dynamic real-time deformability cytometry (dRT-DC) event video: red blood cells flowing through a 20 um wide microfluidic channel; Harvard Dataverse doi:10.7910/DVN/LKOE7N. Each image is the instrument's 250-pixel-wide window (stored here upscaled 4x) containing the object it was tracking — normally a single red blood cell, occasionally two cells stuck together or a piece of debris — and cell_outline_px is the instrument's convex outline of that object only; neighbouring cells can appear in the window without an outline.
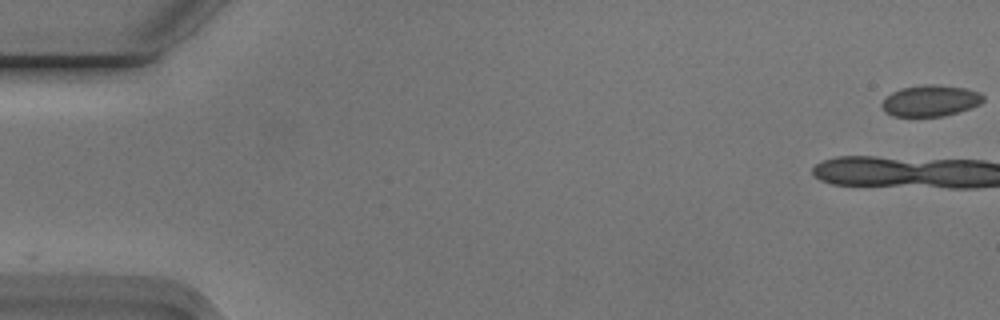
{"species": "Egyptian fruit bat (a non-hibernating species)", "species_latin": "Rousettus aegyptiacus", "temperature_condition": "cold", "stored_images_in_passage": 11, "camera_frame_rate_fps": 3000, "um_per_image_px": 0.085, "animal": {"sex": "male"}, "frame": {"image": 1, "passage_image": 1, "time_ms": 0.0, "image_size_px": [1000, 320], "cell_outline_px": [[984, 100], [980, 104], [956, 112], [940, 116], [892, 116], [880, 104], [892, 92], [900, 88], [928, 84], [932, 84], [964, 88], [980, 92], [984, 96]], "centroid_in_image_um": [79.1, 8.55], "position_along_channel_um": 5.9, "area_um2": 18.09}}